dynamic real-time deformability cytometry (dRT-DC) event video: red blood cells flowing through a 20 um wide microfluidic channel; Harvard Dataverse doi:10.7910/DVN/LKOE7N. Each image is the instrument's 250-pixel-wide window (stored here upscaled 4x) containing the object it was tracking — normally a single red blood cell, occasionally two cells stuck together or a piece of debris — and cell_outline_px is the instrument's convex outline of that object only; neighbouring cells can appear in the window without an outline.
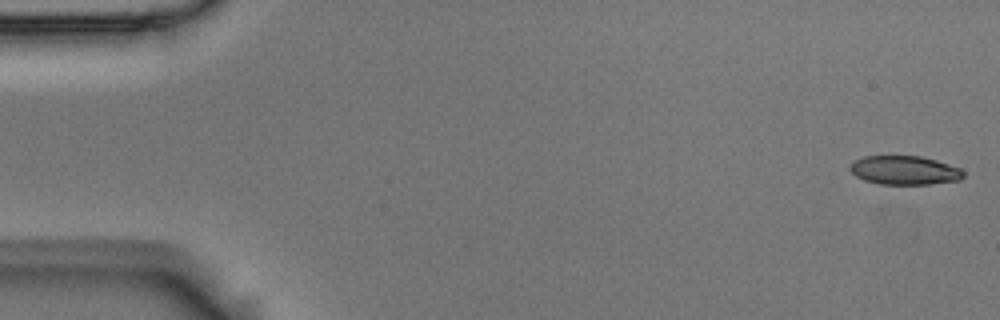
{"species": "Egyptian fruit bat (a non-hibernating species)", "species_latin": "Rousettus aegyptiacus", "temperature_condition": "room temperature", "stored_images_in_passage": 16, "camera_frame_rate_fps": 3000, "um_per_image_px": 0.085, "animal": {"sex": "male"}, "frame": {"image": 1, "passage_image": 1, "time_ms": 0.0, "image_size_px": [1000, 320], "cell_outline_px": [[964, 176], [960, 180], [928, 184], [880, 184], [864, 180], [856, 176], [848, 168], [856, 160], [864, 156], [920, 156], [936, 160], [960, 168], [964, 172]], "centroid_in_image_um": [76.89, 14.47], "position_along_channel_um": 8.1, "area_um2": 18.96}}
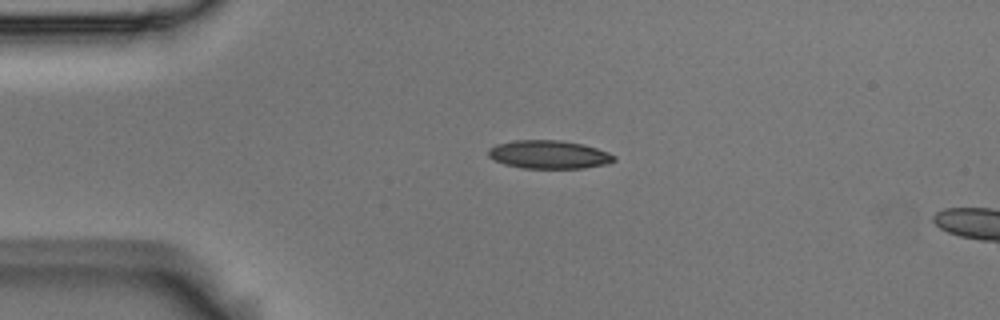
{"frame": {"image": 2, "passage_image": 12, "time_ms": 3.667, "image_size_px": [1000, 320], "cell_outline_px": [[616, 160], [608, 164], [584, 168], [524, 168], [504, 164], [488, 156], [488, 148], [496, 144], [512, 140], [560, 140], [584, 144], [608, 152], [616, 156]], "centroid_in_image_um": [46.67, 13.13], "position_along_channel_um": 38.3, "area_um2": 20.87}}